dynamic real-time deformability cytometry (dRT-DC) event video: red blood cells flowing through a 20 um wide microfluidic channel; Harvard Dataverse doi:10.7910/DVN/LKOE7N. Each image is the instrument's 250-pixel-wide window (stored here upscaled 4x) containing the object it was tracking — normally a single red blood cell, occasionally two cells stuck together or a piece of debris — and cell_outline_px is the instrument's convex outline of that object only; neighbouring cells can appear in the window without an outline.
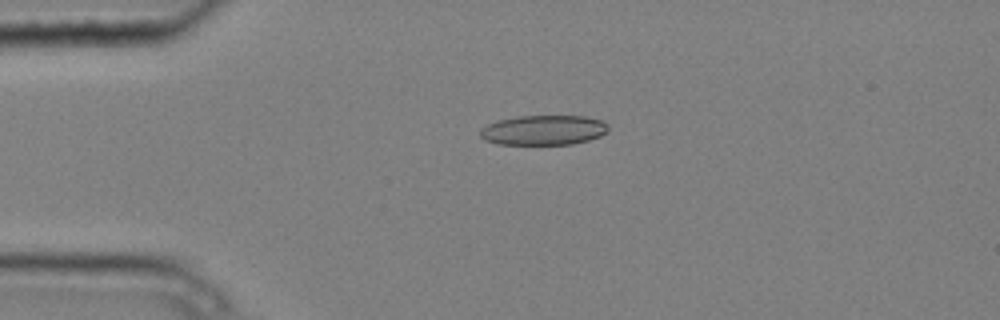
{"species": "common noctule bat (a hibernating species)", "species_latin": "Nyctalus noctula", "temperature_condition": "cold", "stored_images_in_passage": 5, "camera_frame_rate_fps": 3000, "um_per_image_px": 0.085, "animal": {"sex": "male", "body_mass_g": 20.4}, "frame": {"image": 1, "passage_image": 4, "time_ms": 1.0, "image_size_px": [1000, 320], "cell_outline_px": [[608, 132], [600, 136], [588, 140], [572, 144], [500, 144], [484, 140], [480, 136], [480, 128], [496, 120], [520, 116], [584, 116], [604, 120], [608, 124]], "centroid_in_image_um": [46.22, 11.05], "position_along_channel_um": 38.8, "area_um2": 22.43}}